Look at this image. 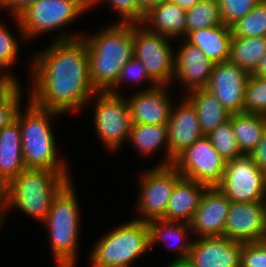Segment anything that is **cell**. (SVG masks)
Returning a JSON list of instances; mask_svg holds the SVG:
<instances>
[{
    "label": "cell",
    "instance_id": "6da1fadb",
    "mask_svg": "<svg viewBox=\"0 0 266 267\" xmlns=\"http://www.w3.org/2000/svg\"><path fill=\"white\" fill-rule=\"evenodd\" d=\"M30 55L28 99L62 115L81 112L97 92L89 79V58L82 38L52 41ZM32 78V79H31Z\"/></svg>",
    "mask_w": 266,
    "mask_h": 267
},
{
    "label": "cell",
    "instance_id": "4316f807",
    "mask_svg": "<svg viewBox=\"0 0 266 267\" xmlns=\"http://www.w3.org/2000/svg\"><path fill=\"white\" fill-rule=\"evenodd\" d=\"M10 19H12L11 21L15 23L14 25L18 29L17 34L19 38L17 35H14L13 31L11 32L8 29V24L6 25L5 22L0 21V80L2 82H20L17 75L12 72V67H14L16 61L18 62L19 60L20 42L27 40L22 31L18 16H11Z\"/></svg>",
    "mask_w": 266,
    "mask_h": 267
},
{
    "label": "cell",
    "instance_id": "ffe728a7",
    "mask_svg": "<svg viewBox=\"0 0 266 267\" xmlns=\"http://www.w3.org/2000/svg\"><path fill=\"white\" fill-rule=\"evenodd\" d=\"M149 227L150 250L157 243L175 251V260L188 259L194 238L187 222L155 219L147 222ZM191 239V240H190Z\"/></svg>",
    "mask_w": 266,
    "mask_h": 267
},
{
    "label": "cell",
    "instance_id": "f35d334b",
    "mask_svg": "<svg viewBox=\"0 0 266 267\" xmlns=\"http://www.w3.org/2000/svg\"><path fill=\"white\" fill-rule=\"evenodd\" d=\"M254 163L266 174V130L257 146L249 154Z\"/></svg>",
    "mask_w": 266,
    "mask_h": 267
},
{
    "label": "cell",
    "instance_id": "83f0119b",
    "mask_svg": "<svg viewBox=\"0 0 266 267\" xmlns=\"http://www.w3.org/2000/svg\"><path fill=\"white\" fill-rule=\"evenodd\" d=\"M229 119L241 153L249 155L266 130V116L242 112L230 114Z\"/></svg>",
    "mask_w": 266,
    "mask_h": 267
},
{
    "label": "cell",
    "instance_id": "277c9868",
    "mask_svg": "<svg viewBox=\"0 0 266 267\" xmlns=\"http://www.w3.org/2000/svg\"><path fill=\"white\" fill-rule=\"evenodd\" d=\"M72 180L54 196L45 221L55 267H77L80 243V202Z\"/></svg>",
    "mask_w": 266,
    "mask_h": 267
},
{
    "label": "cell",
    "instance_id": "f546056e",
    "mask_svg": "<svg viewBox=\"0 0 266 267\" xmlns=\"http://www.w3.org/2000/svg\"><path fill=\"white\" fill-rule=\"evenodd\" d=\"M186 36L200 29L222 24L218 0H199L186 11Z\"/></svg>",
    "mask_w": 266,
    "mask_h": 267
},
{
    "label": "cell",
    "instance_id": "f6af8a7d",
    "mask_svg": "<svg viewBox=\"0 0 266 267\" xmlns=\"http://www.w3.org/2000/svg\"><path fill=\"white\" fill-rule=\"evenodd\" d=\"M166 267H195L189 259L175 260L174 257Z\"/></svg>",
    "mask_w": 266,
    "mask_h": 267
},
{
    "label": "cell",
    "instance_id": "52a82bcc",
    "mask_svg": "<svg viewBox=\"0 0 266 267\" xmlns=\"http://www.w3.org/2000/svg\"><path fill=\"white\" fill-rule=\"evenodd\" d=\"M104 236L97 239L89 257L104 266L133 267L134 262L150 250L147 222L135 218L116 224ZM111 230V231H110ZM147 251V252H146Z\"/></svg>",
    "mask_w": 266,
    "mask_h": 267
},
{
    "label": "cell",
    "instance_id": "4fadbf2b",
    "mask_svg": "<svg viewBox=\"0 0 266 267\" xmlns=\"http://www.w3.org/2000/svg\"><path fill=\"white\" fill-rule=\"evenodd\" d=\"M224 237L242 243L266 240V202H230Z\"/></svg>",
    "mask_w": 266,
    "mask_h": 267
},
{
    "label": "cell",
    "instance_id": "30bf717a",
    "mask_svg": "<svg viewBox=\"0 0 266 267\" xmlns=\"http://www.w3.org/2000/svg\"><path fill=\"white\" fill-rule=\"evenodd\" d=\"M174 40L133 25L134 57L146 67L148 75L158 85L172 86L175 69Z\"/></svg>",
    "mask_w": 266,
    "mask_h": 267
},
{
    "label": "cell",
    "instance_id": "74e56055",
    "mask_svg": "<svg viewBox=\"0 0 266 267\" xmlns=\"http://www.w3.org/2000/svg\"><path fill=\"white\" fill-rule=\"evenodd\" d=\"M240 267H266V240L243 243Z\"/></svg>",
    "mask_w": 266,
    "mask_h": 267
},
{
    "label": "cell",
    "instance_id": "484cf974",
    "mask_svg": "<svg viewBox=\"0 0 266 267\" xmlns=\"http://www.w3.org/2000/svg\"><path fill=\"white\" fill-rule=\"evenodd\" d=\"M195 106L201 131L208 135L229 120L230 113L221 102L205 88L193 89L184 94Z\"/></svg>",
    "mask_w": 266,
    "mask_h": 267
},
{
    "label": "cell",
    "instance_id": "7402d4cb",
    "mask_svg": "<svg viewBox=\"0 0 266 267\" xmlns=\"http://www.w3.org/2000/svg\"><path fill=\"white\" fill-rule=\"evenodd\" d=\"M186 11L177 4L165 1L151 9L141 23L147 30L172 40L186 37Z\"/></svg>",
    "mask_w": 266,
    "mask_h": 267
},
{
    "label": "cell",
    "instance_id": "8fae6325",
    "mask_svg": "<svg viewBox=\"0 0 266 267\" xmlns=\"http://www.w3.org/2000/svg\"><path fill=\"white\" fill-rule=\"evenodd\" d=\"M217 188L230 202H266V174L249 155L226 161Z\"/></svg>",
    "mask_w": 266,
    "mask_h": 267
},
{
    "label": "cell",
    "instance_id": "d4e9b609",
    "mask_svg": "<svg viewBox=\"0 0 266 267\" xmlns=\"http://www.w3.org/2000/svg\"><path fill=\"white\" fill-rule=\"evenodd\" d=\"M188 43L200 48L214 64L230 59V43L232 29L225 24H219L206 29L190 32L185 38Z\"/></svg>",
    "mask_w": 266,
    "mask_h": 267
},
{
    "label": "cell",
    "instance_id": "60d3db41",
    "mask_svg": "<svg viewBox=\"0 0 266 267\" xmlns=\"http://www.w3.org/2000/svg\"><path fill=\"white\" fill-rule=\"evenodd\" d=\"M166 0H135L138 10L145 16L151 9L162 4Z\"/></svg>",
    "mask_w": 266,
    "mask_h": 267
},
{
    "label": "cell",
    "instance_id": "7c38bea8",
    "mask_svg": "<svg viewBox=\"0 0 266 267\" xmlns=\"http://www.w3.org/2000/svg\"><path fill=\"white\" fill-rule=\"evenodd\" d=\"M225 165L226 161L206 135L187 147L173 162L182 177L208 187H217L221 183Z\"/></svg>",
    "mask_w": 266,
    "mask_h": 267
},
{
    "label": "cell",
    "instance_id": "7a4b0ae2",
    "mask_svg": "<svg viewBox=\"0 0 266 267\" xmlns=\"http://www.w3.org/2000/svg\"><path fill=\"white\" fill-rule=\"evenodd\" d=\"M109 24L93 34L83 32L81 37L87 45L89 79L96 91H109L134 57L133 24Z\"/></svg>",
    "mask_w": 266,
    "mask_h": 267
},
{
    "label": "cell",
    "instance_id": "e0dca14e",
    "mask_svg": "<svg viewBox=\"0 0 266 267\" xmlns=\"http://www.w3.org/2000/svg\"><path fill=\"white\" fill-rule=\"evenodd\" d=\"M180 97L181 101H176L177 105L174 103L167 122L169 157L173 161L187 147L204 136L195 106L185 95L180 94Z\"/></svg>",
    "mask_w": 266,
    "mask_h": 267
},
{
    "label": "cell",
    "instance_id": "8d00e7d4",
    "mask_svg": "<svg viewBox=\"0 0 266 267\" xmlns=\"http://www.w3.org/2000/svg\"><path fill=\"white\" fill-rule=\"evenodd\" d=\"M260 1L262 0H218L222 23L231 27Z\"/></svg>",
    "mask_w": 266,
    "mask_h": 267
},
{
    "label": "cell",
    "instance_id": "d6a6232c",
    "mask_svg": "<svg viewBox=\"0 0 266 267\" xmlns=\"http://www.w3.org/2000/svg\"><path fill=\"white\" fill-rule=\"evenodd\" d=\"M125 83L127 85L131 84L130 87H133V85L138 87V85L143 83L149 84L140 90H149L158 86V84L148 75L146 67L143 65V63L135 57L129 59L123 66L116 84L109 90V92L113 94H125L122 93L123 91L121 90V88L124 87L127 89Z\"/></svg>",
    "mask_w": 266,
    "mask_h": 267
},
{
    "label": "cell",
    "instance_id": "4dcf8cb0",
    "mask_svg": "<svg viewBox=\"0 0 266 267\" xmlns=\"http://www.w3.org/2000/svg\"><path fill=\"white\" fill-rule=\"evenodd\" d=\"M20 82L0 83V130L12 123L22 107L23 95L28 92ZM24 91V92H23Z\"/></svg>",
    "mask_w": 266,
    "mask_h": 267
},
{
    "label": "cell",
    "instance_id": "ba28073f",
    "mask_svg": "<svg viewBox=\"0 0 266 267\" xmlns=\"http://www.w3.org/2000/svg\"><path fill=\"white\" fill-rule=\"evenodd\" d=\"M124 96L109 91H97L86 105L90 108L94 103L93 129L109 154L121 151L129 140L132 120L127 98Z\"/></svg>",
    "mask_w": 266,
    "mask_h": 267
},
{
    "label": "cell",
    "instance_id": "836d02e7",
    "mask_svg": "<svg viewBox=\"0 0 266 267\" xmlns=\"http://www.w3.org/2000/svg\"><path fill=\"white\" fill-rule=\"evenodd\" d=\"M206 136L210 139L215 150L225 161L243 155L234 136L230 119L225 123L219 125L216 129H214Z\"/></svg>",
    "mask_w": 266,
    "mask_h": 267
},
{
    "label": "cell",
    "instance_id": "f1b7e54d",
    "mask_svg": "<svg viewBox=\"0 0 266 267\" xmlns=\"http://www.w3.org/2000/svg\"><path fill=\"white\" fill-rule=\"evenodd\" d=\"M266 53V37H232L229 61L252 74Z\"/></svg>",
    "mask_w": 266,
    "mask_h": 267
},
{
    "label": "cell",
    "instance_id": "7dc6e473",
    "mask_svg": "<svg viewBox=\"0 0 266 267\" xmlns=\"http://www.w3.org/2000/svg\"><path fill=\"white\" fill-rule=\"evenodd\" d=\"M3 225L0 223V230H2V228H4V227H2Z\"/></svg>",
    "mask_w": 266,
    "mask_h": 267
},
{
    "label": "cell",
    "instance_id": "d590c367",
    "mask_svg": "<svg viewBox=\"0 0 266 267\" xmlns=\"http://www.w3.org/2000/svg\"><path fill=\"white\" fill-rule=\"evenodd\" d=\"M104 3L106 6L109 5L119 17L113 23L136 25L141 24L144 19V15L138 10L135 0H89V12L96 7H101Z\"/></svg>",
    "mask_w": 266,
    "mask_h": 267
},
{
    "label": "cell",
    "instance_id": "ee69618b",
    "mask_svg": "<svg viewBox=\"0 0 266 267\" xmlns=\"http://www.w3.org/2000/svg\"><path fill=\"white\" fill-rule=\"evenodd\" d=\"M252 75L266 78V53L261 58L260 63Z\"/></svg>",
    "mask_w": 266,
    "mask_h": 267
},
{
    "label": "cell",
    "instance_id": "603a6c76",
    "mask_svg": "<svg viewBox=\"0 0 266 267\" xmlns=\"http://www.w3.org/2000/svg\"><path fill=\"white\" fill-rule=\"evenodd\" d=\"M128 142L134 146L138 154L142 155L141 157L144 156L147 160L148 157L158 153V150H165L163 159L157 161L154 166L173 165L174 161L169 157L167 124H132Z\"/></svg>",
    "mask_w": 266,
    "mask_h": 267
},
{
    "label": "cell",
    "instance_id": "cb8c5ba5",
    "mask_svg": "<svg viewBox=\"0 0 266 267\" xmlns=\"http://www.w3.org/2000/svg\"><path fill=\"white\" fill-rule=\"evenodd\" d=\"M24 169L21 129L15 119L0 130V179L7 185Z\"/></svg>",
    "mask_w": 266,
    "mask_h": 267
},
{
    "label": "cell",
    "instance_id": "5b68a950",
    "mask_svg": "<svg viewBox=\"0 0 266 267\" xmlns=\"http://www.w3.org/2000/svg\"><path fill=\"white\" fill-rule=\"evenodd\" d=\"M71 172L24 169L6 185V213L19 210L42 224L54 196L69 181Z\"/></svg>",
    "mask_w": 266,
    "mask_h": 267
},
{
    "label": "cell",
    "instance_id": "3957f363",
    "mask_svg": "<svg viewBox=\"0 0 266 267\" xmlns=\"http://www.w3.org/2000/svg\"><path fill=\"white\" fill-rule=\"evenodd\" d=\"M26 106L18 110L16 120L20 124L22 154L27 169H46L70 172L68 161L58 153L53 121L62 114L36 106L27 98ZM23 109V110H22ZM25 109V110H24Z\"/></svg>",
    "mask_w": 266,
    "mask_h": 267
},
{
    "label": "cell",
    "instance_id": "e575fe53",
    "mask_svg": "<svg viewBox=\"0 0 266 267\" xmlns=\"http://www.w3.org/2000/svg\"><path fill=\"white\" fill-rule=\"evenodd\" d=\"M244 112L266 116V78L250 74L245 88Z\"/></svg>",
    "mask_w": 266,
    "mask_h": 267
},
{
    "label": "cell",
    "instance_id": "bcb514c9",
    "mask_svg": "<svg viewBox=\"0 0 266 267\" xmlns=\"http://www.w3.org/2000/svg\"><path fill=\"white\" fill-rule=\"evenodd\" d=\"M89 264H90V267H117V266H104V265H101V264H98V263H95L89 256Z\"/></svg>",
    "mask_w": 266,
    "mask_h": 267
},
{
    "label": "cell",
    "instance_id": "b9f144b4",
    "mask_svg": "<svg viewBox=\"0 0 266 267\" xmlns=\"http://www.w3.org/2000/svg\"><path fill=\"white\" fill-rule=\"evenodd\" d=\"M6 212V185L0 179V223L2 225L5 223V220H7L6 216H9Z\"/></svg>",
    "mask_w": 266,
    "mask_h": 267
},
{
    "label": "cell",
    "instance_id": "5bb4252c",
    "mask_svg": "<svg viewBox=\"0 0 266 267\" xmlns=\"http://www.w3.org/2000/svg\"><path fill=\"white\" fill-rule=\"evenodd\" d=\"M250 73L230 61L215 63L207 86L230 113L244 112L246 83Z\"/></svg>",
    "mask_w": 266,
    "mask_h": 267
},
{
    "label": "cell",
    "instance_id": "d6986e66",
    "mask_svg": "<svg viewBox=\"0 0 266 267\" xmlns=\"http://www.w3.org/2000/svg\"><path fill=\"white\" fill-rule=\"evenodd\" d=\"M242 246L224 236L195 238L188 259L195 267H240Z\"/></svg>",
    "mask_w": 266,
    "mask_h": 267
},
{
    "label": "cell",
    "instance_id": "ac0fdd59",
    "mask_svg": "<svg viewBox=\"0 0 266 267\" xmlns=\"http://www.w3.org/2000/svg\"><path fill=\"white\" fill-rule=\"evenodd\" d=\"M229 206L230 200L217 187H208L189 222L193 238L224 236Z\"/></svg>",
    "mask_w": 266,
    "mask_h": 267
},
{
    "label": "cell",
    "instance_id": "9a60e30c",
    "mask_svg": "<svg viewBox=\"0 0 266 267\" xmlns=\"http://www.w3.org/2000/svg\"><path fill=\"white\" fill-rule=\"evenodd\" d=\"M180 46L175 50V69L172 85L177 82L182 93L190 90L205 88L209 82L214 63L209 60L205 53L198 47L191 45L185 39H179Z\"/></svg>",
    "mask_w": 266,
    "mask_h": 267
},
{
    "label": "cell",
    "instance_id": "9c48e42d",
    "mask_svg": "<svg viewBox=\"0 0 266 267\" xmlns=\"http://www.w3.org/2000/svg\"><path fill=\"white\" fill-rule=\"evenodd\" d=\"M182 176L173 165L153 166L142 171L138 176L139 189L135 209V219L149 222L162 219L165 215L169 198L175 183Z\"/></svg>",
    "mask_w": 266,
    "mask_h": 267
},
{
    "label": "cell",
    "instance_id": "ab89813d",
    "mask_svg": "<svg viewBox=\"0 0 266 267\" xmlns=\"http://www.w3.org/2000/svg\"><path fill=\"white\" fill-rule=\"evenodd\" d=\"M35 1L36 0H0V9L7 10L9 13L8 16H18Z\"/></svg>",
    "mask_w": 266,
    "mask_h": 267
},
{
    "label": "cell",
    "instance_id": "44dd1931",
    "mask_svg": "<svg viewBox=\"0 0 266 267\" xmlns=\"http://www.w3.org/2000/svg\"><path fill=\"white\" fill-rule=\"evenodd\" d=\"M208 186L181 177L174 186L162 219L189 223Z\"/></svg>",
    "mask_w": 266,
    "mask_h": 267
},
{
    "label": "cell",
    "instance_id": "7bdbcfd3",
    "mask_svg": "<svg viewBox=\"0 0 266 267\" xmlns=\"http://www.w3.org/2000/svg\"><path fill=\"white\" fill-rule=\"evenodd\" d=\"M166 1L171 2L173 4H177L179 7H181L185 11L189 10L196 3L199 2V0H166Z\"/></svg>",
    "mask_w": 266,
    "mask_h": 267
},
{
    "label": "cell",
    "instance_id": "8992f818",
    "mask_svg": "<svg viewBox=\"0 0 266 267\" xmlns=\"http://www.w3.org/2000/svg\"><path fill=\"white\" fill-rule=\"evenodd\" d=\"M86 12L89 0H36L18 18L27 42L51 32H57L51 41H65L82 37L81 31L69 33L66 29Z\"/></svg>",
    "mask_w": 266,
    "mask_h": 267
},
{
    "label": "cell",
    "instance_id": "2e32d148",
    "mask_svg": "<svg viewBox=\"0 0 266 267\" xmlns=\"http://www.w3.org/2000/svg\"><path fill=\"white\" fill-rule=\"evenodd\" d=\"M171 85H158L149 90H137L127 98L132 124H167L174 105L169 94Z\"/></svg>",
    "mask_w": 266,
    "mask_h": 267
},
{
    "label": "cell",
    "instance_id": "1f68e13d",
    "mask_svg": "<svg viewBox=\"0 0 266 267\" xmlns=\"http://www.w3.org/2000/svg\"><path fill=\"white\" fill-rule=\"evenodd\" d=\"M232 37H266V0L231 26Z\"/></svg>",
    "mask_w": 266,
    "mask_h": 267
}]
</instances>
